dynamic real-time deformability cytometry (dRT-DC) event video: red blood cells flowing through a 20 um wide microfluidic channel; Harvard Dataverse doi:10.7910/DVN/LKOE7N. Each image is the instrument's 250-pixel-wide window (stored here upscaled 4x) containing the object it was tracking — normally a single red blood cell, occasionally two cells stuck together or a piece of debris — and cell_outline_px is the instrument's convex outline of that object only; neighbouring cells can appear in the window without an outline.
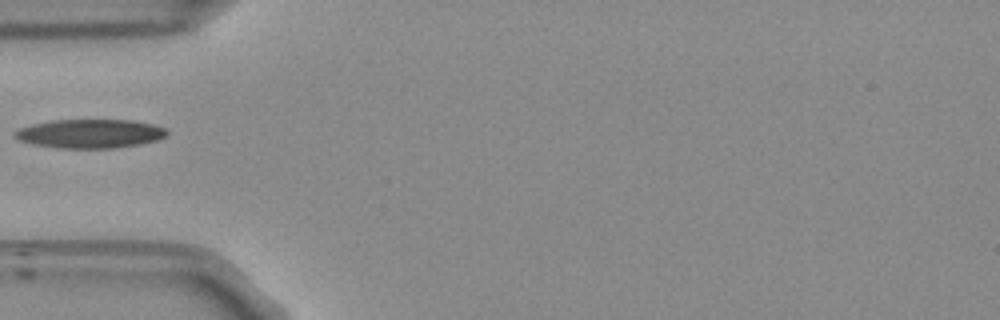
{"species": "Egyptian fruit bat (a non-hibernating species)", "species_latin": "Rousettus aegyptiacus", "temperature_condition": "room temperature", "stored_images_in_passage": 34, "camera_frame_rate_fps": 3000, "um_per_image_px": 0.085, "frame": {"image": 1, "passage_image": 1, "time_ms": 0.0, "image_size_px": [1000, 320], "cell_outline_px": [[168, 132], [164, 136], [156, 140], [140, 144], [116, 148], [56, 148], [32, 144], [20, 140], [12, 136], [12, 132], [20, 128], [32, 124], [52, 120], [132, 120], [152, 124], [164, 128]], "centroid_in_image_um": [7.6, 11.36], "position_along_channel_um": 77.4, "area_um2": 25.61}}
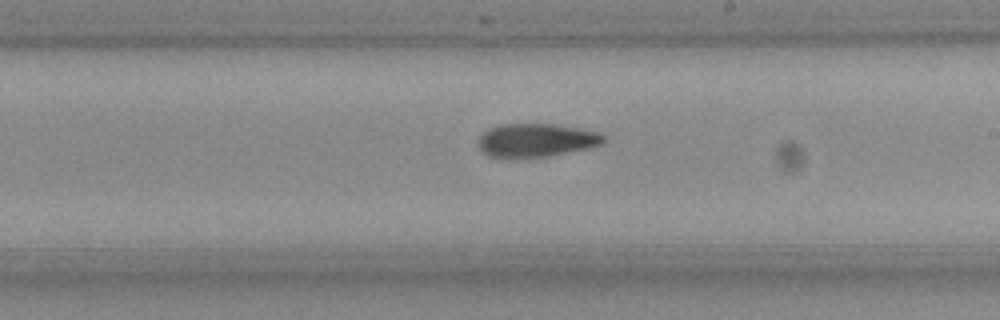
{"frame": {"image": 2, "passage_image": 14, "time_ms": 4.333, "image_size_px": [1000, 320], "cell_outline_px": [[604, 140], [600, 144], [588, 148], [548, 156], [492, 156], [484, 152], [480, 148], [480, 136], [488, 128], [500, 124], [556, 124], [580, 128], [596, 132], [604, 136]], "centroid_in_image_um": [45.6, 11.89], "position_along_channel_um": 243.4, "area_um2": 23.7}}
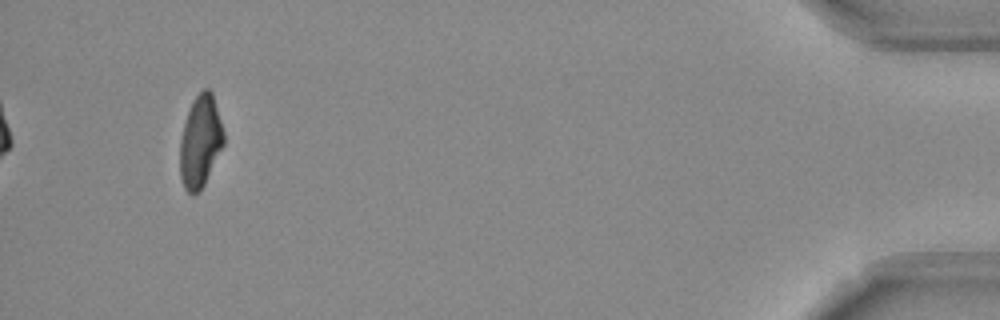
{"frame": {"image": 3, "passage_image": 34, "time_ms": 11.0, "image_size_px": [1000, 320], "cell_outline_px": [[224, 144], [204, 184], [192, 196], [184, 188], [180, 176], [180, 140], [184, 124], [192, 100], [204, 88], [208, 88], [212, 92], [224, 132]], "centroid_in_image_um": [17.02, 12.02], "position_along_channel_um": 418.2, "area_um2": 23.24}}